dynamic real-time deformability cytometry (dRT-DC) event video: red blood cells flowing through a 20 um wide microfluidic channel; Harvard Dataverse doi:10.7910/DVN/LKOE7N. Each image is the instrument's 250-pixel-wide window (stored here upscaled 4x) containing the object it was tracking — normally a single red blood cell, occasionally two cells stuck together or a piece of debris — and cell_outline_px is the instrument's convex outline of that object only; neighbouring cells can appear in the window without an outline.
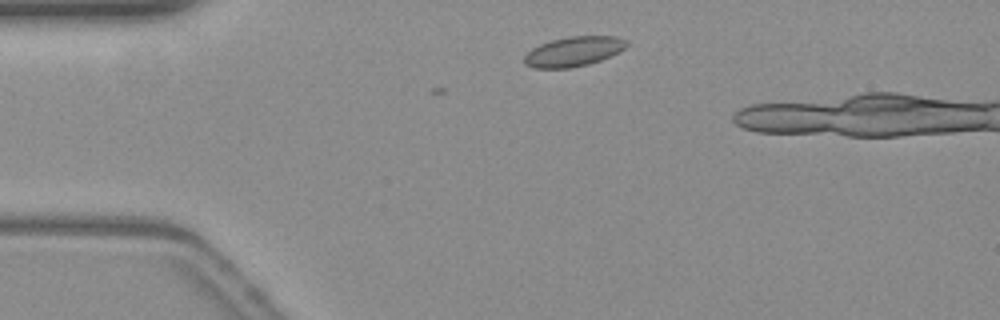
{"species": "common noctule bat (a hibernating species)", "species_latin": "Nyctalus noctula", "temperature_condition": "warm", "stored_images_in_passage": 6, "camera_frame_rate_fps": 3000, "um_per_image_px": 0.085, "animal": {"sex": "female", "body_mass_g": 19.3, "forearm_length_mm": 54.1}, "frame": {"image": 1, "passage_image": 6, "time_ms": 1.667, "image_size_px": [1000, 320], "cell_outline_px": [[628, 44], [620, 52], [600, 60], [588, 64], [572, 68], [532, 68], [524, 64], [524, 56], [532, 48], [540, 44], [552, 40], [568, 36], [616, 36], [628, 40]], "centroid_in_image_um": [48.76, 4.38], "position_along_channel_um": 36.2, "area_um2": 17.86}}